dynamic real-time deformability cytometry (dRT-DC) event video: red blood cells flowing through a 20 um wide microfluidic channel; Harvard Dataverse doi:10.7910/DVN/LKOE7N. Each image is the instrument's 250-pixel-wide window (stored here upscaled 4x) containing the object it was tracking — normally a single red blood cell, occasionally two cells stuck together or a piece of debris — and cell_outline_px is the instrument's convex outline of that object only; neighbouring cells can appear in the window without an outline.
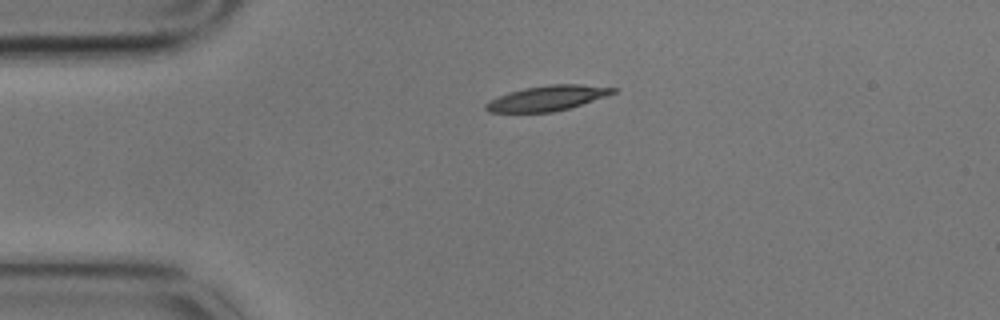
{"species": "common noctule bat (a hibernating species)", "species_latin": "Nyctalus noctula", "temperature_condition": "cold", "stored_images_in_passage": 2, "camera_frame_rate_fps": 3000, "um_per_image_px": 0.085, "animal": {"sex": "male", "body_mass_g": 17.9}, "frame": {"image": 1, "passage_image": 1, "time_ms": 0.0, "image_size_px": [1000, 320], "cell_outline_px": [[620, 88], [616, 92], [608, 96], [568, 108], [552, 112], [488, 112], [484, 108], [484, 104], [508, 92], [524, 88], [548, 84], [580, 84]], "centroid_in_image_um": [46.56, 8.33], "position_along_channel_um": 38.4, "area_um2": 18.61}}